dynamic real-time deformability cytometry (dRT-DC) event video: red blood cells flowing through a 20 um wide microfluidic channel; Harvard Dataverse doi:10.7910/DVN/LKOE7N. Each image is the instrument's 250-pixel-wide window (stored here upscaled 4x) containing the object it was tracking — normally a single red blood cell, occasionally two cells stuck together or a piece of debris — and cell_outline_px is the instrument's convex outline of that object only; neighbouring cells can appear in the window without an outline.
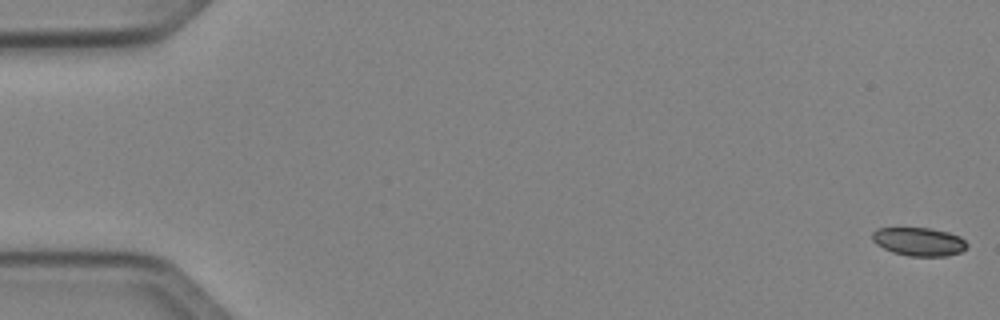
{"species": "Egyptian fruit bat (a non-hibernating species)", "species_latin": "Rousettus aegyptiacus", "temperature_condition": "cold", "stored_images_in_passage": 52, "segment_of_instrument_passage": [1, 2], "camera_frame_rate_fps": 3000, "um_per_image_px": 0.085, "animal": {"sex": "female"}, "frame": {"image": 1, "passage_image": 1, "time_ms": 0.0, "image_size_px": [1000, 320], "cell_outline_px": [[968, 244], [960, 252], [948, 256], [908, 256], [892, 252], [876, 244], [872, 240], [872, 232], [876, 228], [928, 228], [948, 232], [960, 236]], "centroid_in_image_um": [78.09, 20.54], "position_along_channel_um": 6.9, "area_um2": 15.66}}
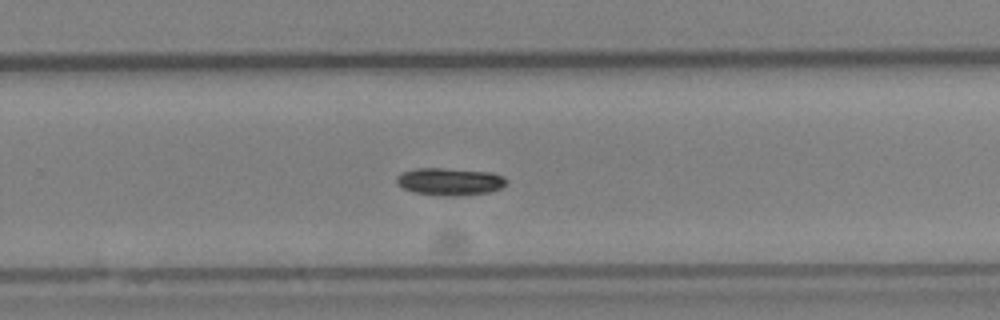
{"frame": {"image": 2, "passage_image": 34, "time_ms": 11.0, "image_size_px": [1000, 320], "cell_outline_px": [[508, 180], [500, 188], [488, 192], [452, 196], [444, 196], [416, 192], [404, 188], [396, 184], [396, 176], [400, 172], [416, 168], [444, 168], [492, 172], [504, 176]], "centroid_in_image_um": [38.21, 15.41], "position_along_channel_um": 291.6, "area_um2": 17.51}}
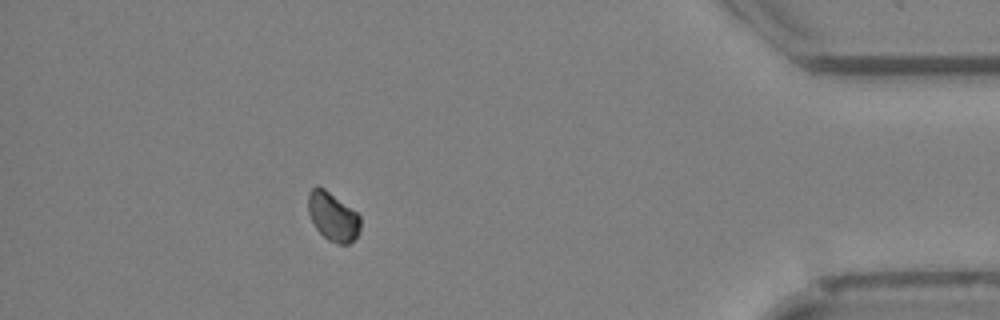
{"frame": {"image": 3, "passage_image": 46, "time_ms": 15.0, "image_size_px": [1000, 320], "cell_outline_px": [[360, 228], [356, 236], [348, 244], [340, 244], [328, 240], [316, 228], [308, 212], [308, 192], [312, 188], [324, 188], [356, 212], [360, 216]], "centroid_in_image_um": [28.28, 18.41], "position_along_channel_um": 406.9, "area_um2": 14.45}}